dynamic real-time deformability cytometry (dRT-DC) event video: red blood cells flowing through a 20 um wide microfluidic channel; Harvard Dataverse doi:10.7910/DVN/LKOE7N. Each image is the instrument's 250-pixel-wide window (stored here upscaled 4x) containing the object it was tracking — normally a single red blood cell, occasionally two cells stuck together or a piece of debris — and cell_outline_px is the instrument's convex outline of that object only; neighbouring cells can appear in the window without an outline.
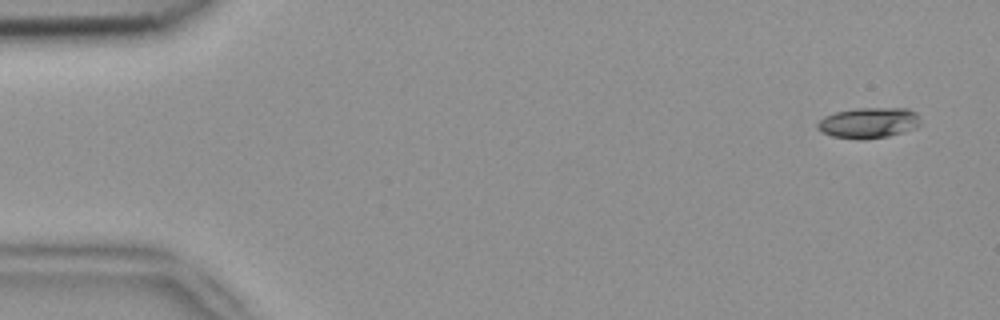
{"species": "common noctule bat (a hibernating species)", "species_latin": "Nyctalus noctula", "temperature_condition": "room temperature", "stored_images_in_passage": 5, "segment_of_instrument_passage": [1, 2], "camera_frame_rate_fps": 3000, "um_per_image_px": 0.085, "animal": {"sex": "female", "body_mass_g": 18.4}, "frame": {"image": 1, "passage_image": 1, "time_ms": 0.0, "image_size_px": [1000, 320], "cell_outline_px": [[920, 124], [916, 128], [904, 132], [888, 136], [860, 140], [832, 136], [820, 132], [816, 128], [816, 124], [824, 116], [836, 112], [856, 108], [908, 108], [916, 112], [920, 116]], "centroid_in_image_um": [73.84, 10.44], "position_along_channel_um": 11.2, "area_um2": 18.67}}